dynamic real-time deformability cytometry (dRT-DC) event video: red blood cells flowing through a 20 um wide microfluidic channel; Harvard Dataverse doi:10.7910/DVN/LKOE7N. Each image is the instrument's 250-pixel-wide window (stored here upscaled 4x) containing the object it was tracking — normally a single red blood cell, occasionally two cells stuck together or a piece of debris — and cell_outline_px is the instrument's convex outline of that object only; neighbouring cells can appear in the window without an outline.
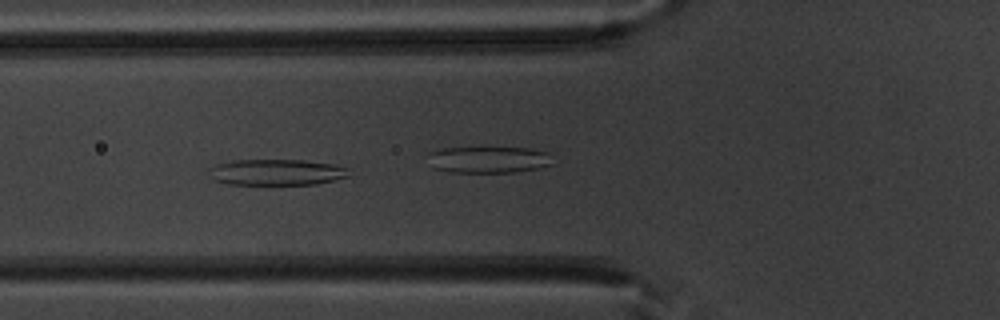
{"species": "common noctule bat (a hibernating species)", "species_latin": "Nyctalus noctula", "temperature_condition": "warm", "stored_images_in_passage": 52, "camera_frame_rate_fps": 3000, "um_per_image_px": 0.085, "animal": {"sex": "male", "body_mass_g": 20.1, "forearm_length_mm": 53.5}, "frame": {"image": 1, "passage_image": 20, "time_ms": 6.333, "image_size_px": [1000, 320], "cell_outline_px": [[348, 176], [316, 184], [228, 184], [212, 180], [208, 168], [216, 164], [232, 160], [304, 160], [336, 164], [348, 168]], "centroid_in_image_um": [23.47, 14.63], "position_along_channel_um": 102.3, "area_um2": 21.27}}
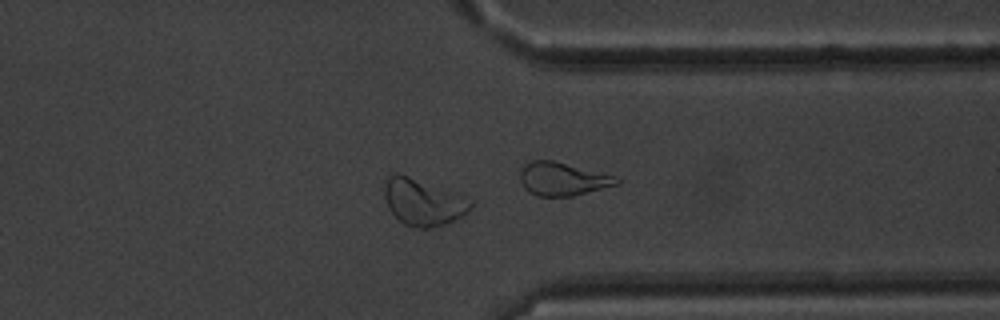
{"frame": {"image": 2, "passage_image": 41, "time_ms": 13.333, "image_size_px": [1000, 320], "cell_outline_px": [[476, 204], [468, 212], [444, 224], [428, 228], [416, 228], [404, 224], [388, 208], [384, 196], [384, 184], [388, 172], [396, 172], [408, 176], [464, 196], [472, 200]], "centroid_in_image_um": [35.94, 17.16], "position_along_channel_um": 375.5, "area_um2": 23.41}, "authors_computed_cell_mechanics": {"area_um2": 24.4205, "velocity_mm_per_s": 3.9429, "shape_relaxation_time_tau1_ms": 7.2375, "shape_relaxation_time_tau2_ms": 11.3624, "deformation_change_tau1": 0.1714, "deformation_change_tau2": 0.223}}